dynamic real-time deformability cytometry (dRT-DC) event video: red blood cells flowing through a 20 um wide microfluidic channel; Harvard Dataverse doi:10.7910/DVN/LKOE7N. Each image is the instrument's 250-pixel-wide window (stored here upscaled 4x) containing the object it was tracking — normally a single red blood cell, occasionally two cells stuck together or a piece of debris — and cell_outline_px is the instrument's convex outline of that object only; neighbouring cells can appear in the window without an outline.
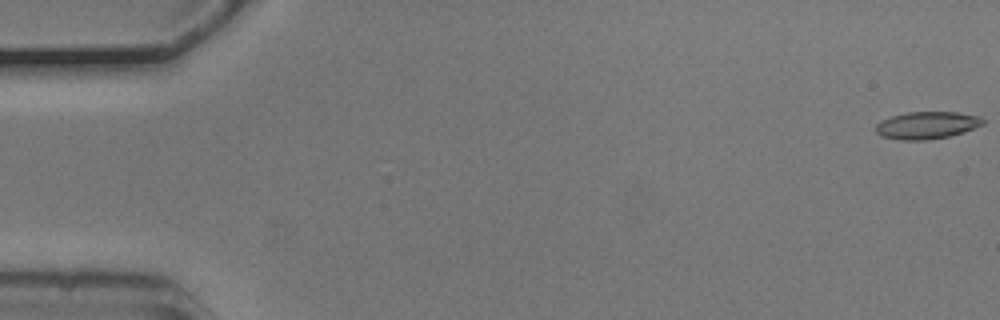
{"species": "common noctule bat (a hibernating species)", "species_latin": "Nyctalus noctula", "temperature_condition": "cold", "stored_images_in_passage": 17, "camera_frame_rate_fps": 3000, "um_per_image_px": 0.085, "animal": {"sex": "male", "body_mass_g": 20.5, "forearm_length_mm": 52.5}, "frame": {"image": 1, "passage_image": 1, "time_ms": 0.0, "image_size_px": [1000, 320], "cell_outline_px": [[984, 124], [964, 132], [948, 136], [928, 140], [896, 140], [880, 136], [876, 132], [876, 124], [880, 120], [892, 116], [908, 112], [960, 112], [980, 116], [984, 120]], "centroid_in_image_um": [78.77, 10.65], "position_along_channel_um": 6.2, "area_um2": 17.22}}
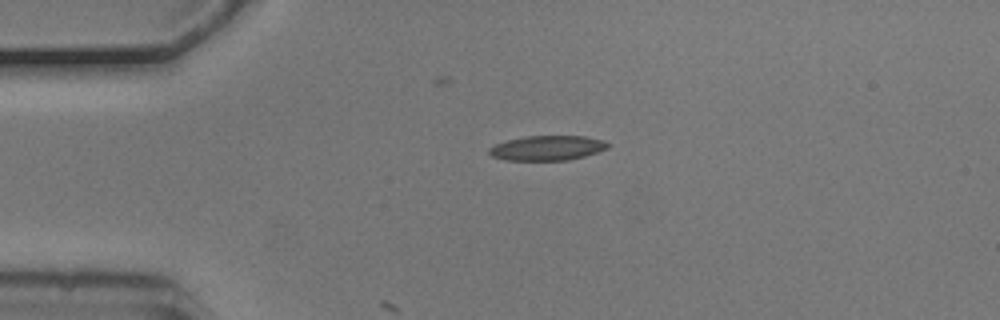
{"frame": {"image": 2, "passage_image": 13, "time_ms": 4.0, "image_size_px": [1000, 320], "cell_outline_px": [[612, 144], [608, 148], [584, 156], [568, 160], [504, 160], [492, 156], [488, 152], [488, 148], [496, 144], [508, 140], [528, 136], [584, 136], [604, 140]], "centroid_in_image_um": [46.54, 12.58], "position_along_channel_um": 38.5, "area_um2": 17.11}}